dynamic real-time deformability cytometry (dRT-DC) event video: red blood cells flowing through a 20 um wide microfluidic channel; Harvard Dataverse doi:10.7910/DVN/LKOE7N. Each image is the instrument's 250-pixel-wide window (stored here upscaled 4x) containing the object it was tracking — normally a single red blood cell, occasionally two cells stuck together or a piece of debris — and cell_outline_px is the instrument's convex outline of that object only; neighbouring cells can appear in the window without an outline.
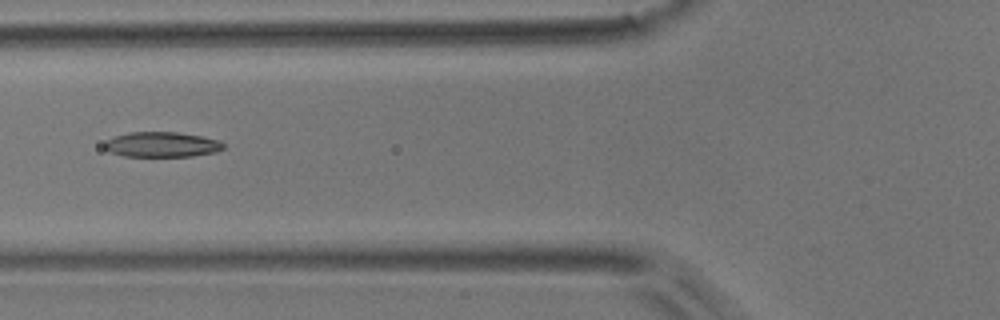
{"species": "common noctule bat (a hibernating species)", "species_latin": "Nyctalus noctula", "temperature_condition": "room temperature", "stored_images_in_passage": 14, "camera_frame_rate_fps": 3000, "um_per_image_px": 0.085, "animal": {"sex": "male", "body_mass_g": 17.9}, "frame": {"image": 1, "passage_image": 5, "time_ms": 5.667, "image_size_px": [1000, 320], "cell_outline_px": [[224, 148], [216, 152], [192, 156], [124, 156], [108, 152], [104, 148], [104, 144], [112, 136], [128, 132], [176, 132], [200, 136], [220, 140], [224, 144]], "centroid_in_image_um": [13.73, 12.28], "position_along_channel_um": 112.1, "area_um2": 17.51}}
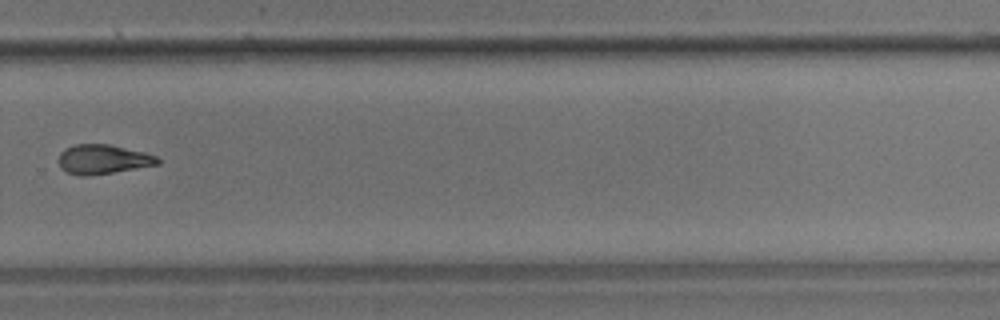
{"frame": {"image": 2, "passage_image": 10, "time_ms": 11.333, "image_size_px": [1000, 320], "cell_outline_px": [[160, 164], [88, 176], [80, 176], [68, 172], [60, 168], [60, 152], [64, 148], [76, 144], [108, 144], [144, 152], [156, 156], [160, 160]], "centroid_in_image_um": [8.74, 13.54], "position_along_channel_um": 321.1, "area_um2": 16.82}}
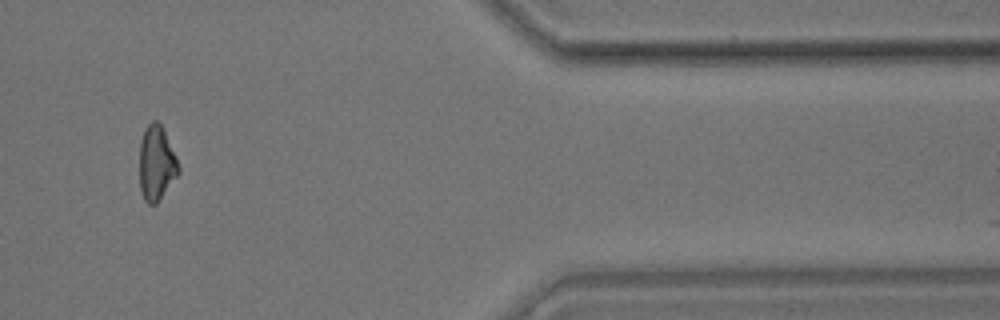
{"frame": {"image": 3, "passage_image": 12, "time_ms": 14.333, "image_size_px": [1000, 320], "cell_outline_px": [[180, 172], [156, 204], [148, 204], [144, 200], [140, 188], [140, 140], [144, 128], [152, 120], [156, 120], [164, 128], [176, 156], [180, 168]], "centroid_in_image_um": [13.3, 13.84], "position_along_channel_um": 398.1, "area_um2": 17.17}, "authors_computed_cell_mechanics": {"area_um2": 17.6001, "velocity_mm_per_s": 3.6936, "shape_relaxation_time_tau1_ms": 3.3434, "shape_relaxation_time_tau2_ms": 7.9846, "deformation_change_tau1": 0.1096, "deformation_change_tau2": 0.1343}}